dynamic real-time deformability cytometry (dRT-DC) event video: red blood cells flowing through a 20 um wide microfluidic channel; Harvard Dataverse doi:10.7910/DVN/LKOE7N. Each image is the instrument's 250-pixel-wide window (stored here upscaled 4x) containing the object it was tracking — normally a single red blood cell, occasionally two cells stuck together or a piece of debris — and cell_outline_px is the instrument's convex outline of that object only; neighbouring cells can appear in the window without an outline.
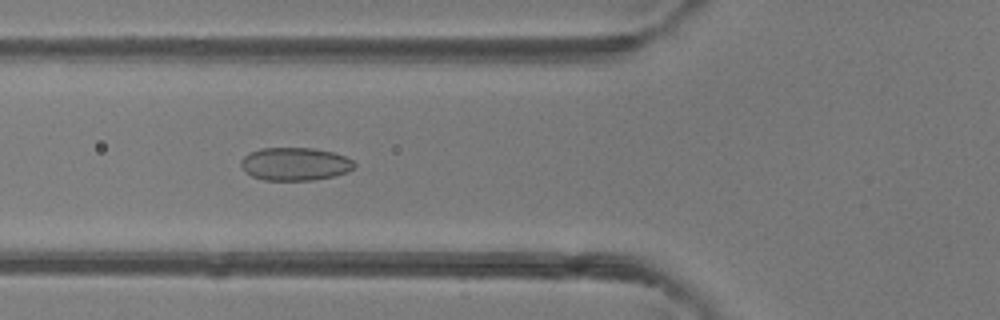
{"species": "common noctule bat (a hibernating species)", "species_latin": "Nyctalus noctula", "temperature_condition": "room temperature", "stored_images_in_passage": 47, "camera_frame_rate_fps": 3000, "um_per_image_px": 0.085, "animal": {"sex": "female"}, "frame": {"image": 1, "passage_image": 17, "time_ms": 5.333, "image_size_px": [1000, 320], "cell_outline_px": [[356, 164], [348, 172], [332, 176], [312, 180], [264, 180], [252, 176], [244, 172], [240, 164], [240, 160], [248, 152], [260, 148], [312, 148], [332, 152], [344, 156], [352, 160]], "centroid_in_image_um": [25.02, 13.93], "position_along_channel_um": 100.8, "area_um2": 21.85}}
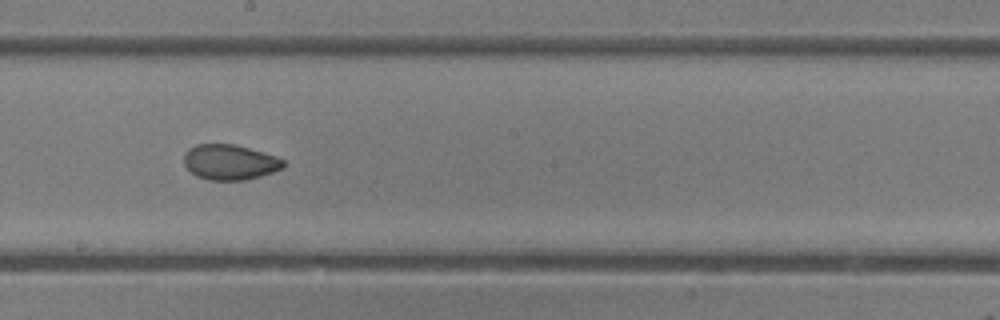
{"frame": {"image": 2, "passage_image": 26, "time_ms": 8.333, "image_size_px": [1000, 320], "cell_outline_px": [[288, 164], [284, 168], [260, 176], [244, 180], [208, 180], [196, 176], [184, 164], [184, 152], [188, 148], [196, 144], [232, 144], [264, 152], [276, 156], [284, 160]], "centroid_in_image_um": [19.55, 13.78], "position_along_channel_um": 228.7, "area_um2": 20.58}}
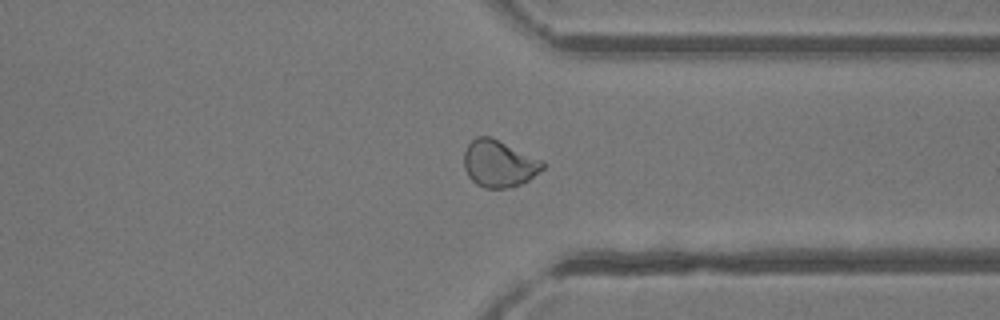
{"frame": {"image": 3, "passage_image": 36, "time_ms": 11.667, "image_size_px": [1000, 320], "cell_outline_px": [[544, 168], [528, 180], [520, 184], [508, 188], [484, 188], [476, 184], [468, 176], [464, 168], [464, 152], [468, 144], [476, 136], [492, 136], [544, 160]], "centroid_in_image_um": [42.42, 13.89], "position_along_channel_um": 369.0, "area_um2": 21.79}, "authors_computed_cell_mechanics": {"area_um2": 21.8484, "velocity_mm_per_s": 4.2413, "shape_relaxation_time_tau1_ms": 7.3927, "shape_relaxation_time_tau2_ms": 1.3649, "deformation_change_tau1": 0.1519, "deformation_change_tau2": 0.0359}}